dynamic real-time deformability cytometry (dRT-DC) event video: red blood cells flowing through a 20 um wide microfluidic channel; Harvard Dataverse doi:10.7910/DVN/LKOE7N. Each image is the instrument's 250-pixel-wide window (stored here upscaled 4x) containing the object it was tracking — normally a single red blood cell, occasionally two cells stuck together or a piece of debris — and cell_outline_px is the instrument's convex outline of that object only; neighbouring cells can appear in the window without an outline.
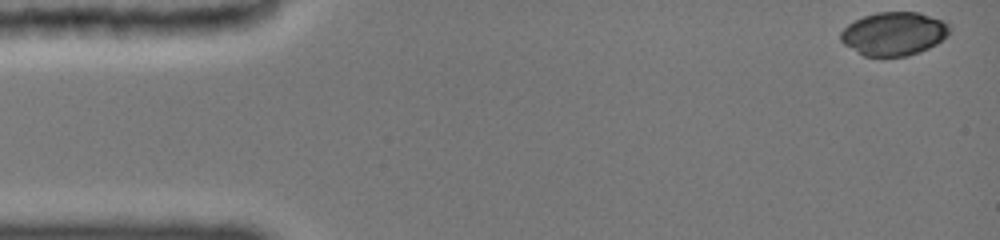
{"species": "common noctule bat (a hibernating species)", "species_latin": "Nyctalus noctula", "temperature_condition": "cold", "stored_images_in_passage": 31, "camera_frame_rate_fps": 3000, "um_per_image_px": 0.085, "animal": {"sex": "female", "body_mass_g": 19.0, "forearm_length_mm": 51.5}, "frame": {"image": 1, "passage_image": 1, "time_ms": 0.0, "image_size_px": [1000, 240], "cell_outline_px": [[952, 28], [948, 36], [936, 44], [920, 52], [908, 56], [864, 56], [844, 44], [840, 40], [840, 32], [848, 24], [864, 16], [876, 12], [920, 12], [944, 20]], "centroid_in_image_um": [76.01, 2.86], "position_along_channel_um": 9.0, "area_um2": 27.74}}
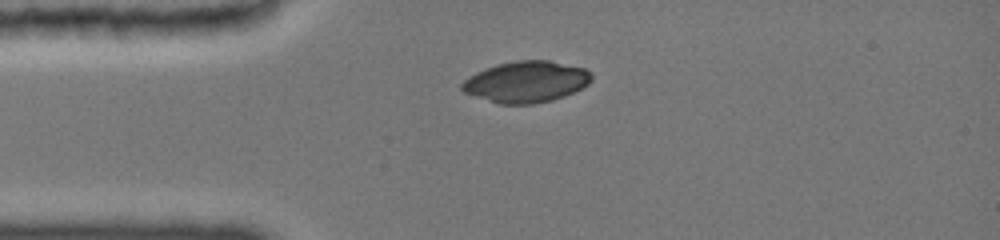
{"frame": {"image": 2, "passage_image": 19, "time_ms": 3.333, "image_size_px": [1000, 240], "cell_outline_px": [[592, 80], [588, 84], [564, 96], [552, 100], [536, 104], [500, 104], [464, 92], [460, 88], [460, 84], [468, 76], [476, 72], [496, 64], [516, 60], [548, 60], [584, 68], [592, 72]], "centroid_in_image_um": [44.72, 6.95], "position_along_channel_um": 40.3, "area_um2": 31.15}}